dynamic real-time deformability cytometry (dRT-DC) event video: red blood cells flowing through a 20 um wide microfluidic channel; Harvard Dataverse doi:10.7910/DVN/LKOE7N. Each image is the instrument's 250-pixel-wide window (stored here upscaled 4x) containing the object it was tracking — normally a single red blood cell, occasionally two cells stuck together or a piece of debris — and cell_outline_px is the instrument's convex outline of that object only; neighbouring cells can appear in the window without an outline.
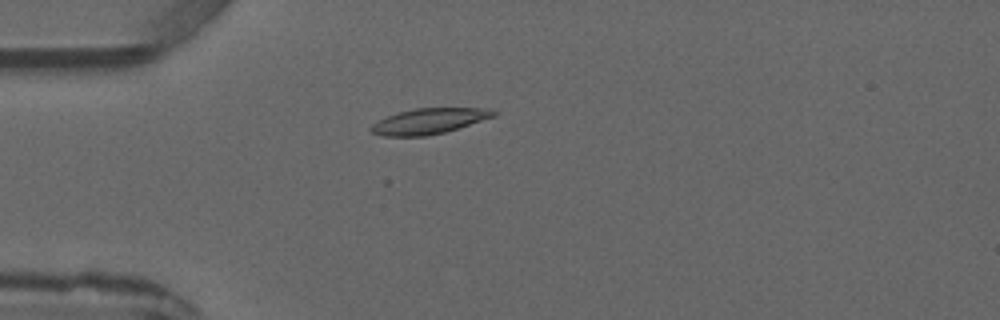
{"species": "common noctule bat (a hibernating species)", "species_latin": "Nyctalus noctula", "temperature_condition": "warm", "stored_images_in_passage": 5, "camera_frame_rate_fps": 3000, "um_per_image_px": 0.085, "animal": {"sex": "male", "forearm_length_mm": 52.5}, "frame": {"image": 1, "passage_image": 4, "time_ms": 3.667, "image_size_px": [1000, 320], "cell_outline_px": [[496, 116], [444, 132], [428, 136], [384, 136], [372, 132], [368, 128], [372, 124], [396, 112], [416, 108], [488, 108], [496, 112]], "centroid_in_image_um": [36.45, 10.29], "position_along_channel_um": 48.5, "area_um2": 18.15}}